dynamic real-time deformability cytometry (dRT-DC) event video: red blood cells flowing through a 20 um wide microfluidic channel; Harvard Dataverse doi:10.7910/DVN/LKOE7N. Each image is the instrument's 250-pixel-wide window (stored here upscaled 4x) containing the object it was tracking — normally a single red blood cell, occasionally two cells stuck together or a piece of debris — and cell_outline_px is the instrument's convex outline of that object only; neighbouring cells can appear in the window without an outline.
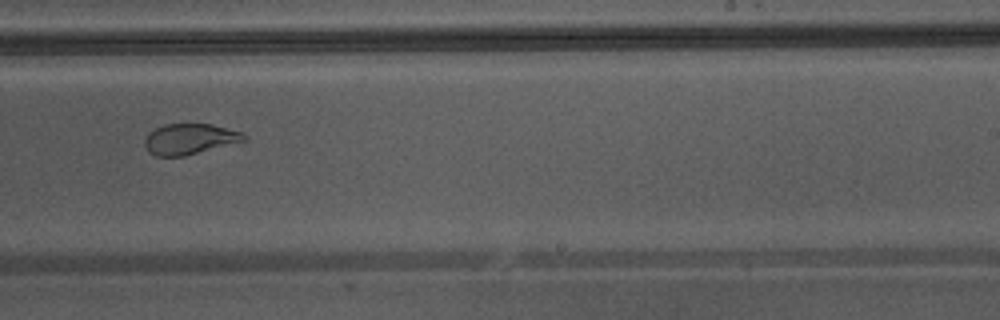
{"species": "Egyptian fruit bat (a non-hibernating species)", "species_latin": "Rousettus aegyptiacus", "temperature_condition": "warm", "stored_images_in_passage": 23, "camera_frame_rate_fps": 3000, "um_per_image_px": 0.085, "animal": {"sex": "male"}, "frame": {"image": 1, "passage_image": 19, "time_ms": 6.0, "image_size_px": [1000, 320], "cell_outline_px": [[248, 140], [184, 156], [156, 156], [148, 152], [144, 144], [144, 140], [148, 132], [164, 124], [212, 124], [240, 132], [248, 136]], "centroid_in_image_um": [16.11, 11.82], "position_along_channel_um": 272.9, "area_um2": 17.8}}